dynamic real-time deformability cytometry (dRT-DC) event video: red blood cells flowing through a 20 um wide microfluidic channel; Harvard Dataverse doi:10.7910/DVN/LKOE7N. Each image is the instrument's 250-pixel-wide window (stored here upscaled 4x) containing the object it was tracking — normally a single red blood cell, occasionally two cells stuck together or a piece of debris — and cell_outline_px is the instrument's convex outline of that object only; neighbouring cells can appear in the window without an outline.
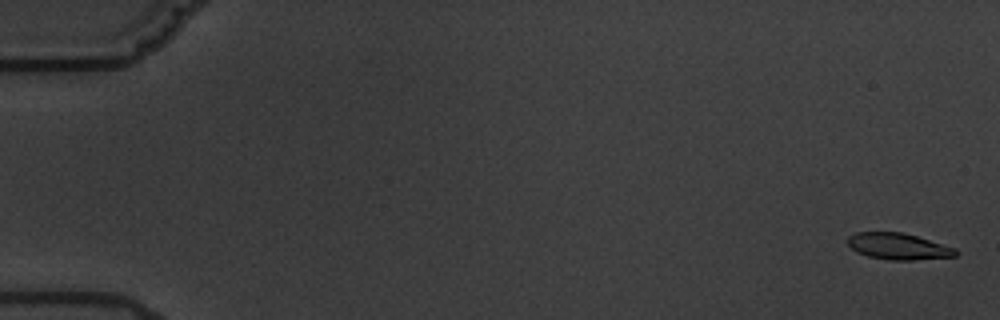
{"species": "common noctule bat (a hibernating species)", "species_latin": "Nyctalus noctula", "temperature_condition": "warm", "stored_images_in_passage": 6, "camera_frame_rate_fps": 3000, "um_per_image_px": 0.085, "animal": {"sex": "male", "body_mass_g": 19.5, "forearm_length_mm": 54.6}, "frame": {"image": 1, "passage_image": 1, "time_ms": 0.0, "image_size_px": [1000, 320], "cell_outline_px": [[960, 252], [956, 256], [916, 260], [888, 260], [868, 256], [856, 252], [848, 244], [848, 236], [856, 232], [904, 232], [956, 248]], "centroid_in_image_um": [76.38, 20.94], "position_along_channel_um": 8.6, "area_um2": 16.76}}